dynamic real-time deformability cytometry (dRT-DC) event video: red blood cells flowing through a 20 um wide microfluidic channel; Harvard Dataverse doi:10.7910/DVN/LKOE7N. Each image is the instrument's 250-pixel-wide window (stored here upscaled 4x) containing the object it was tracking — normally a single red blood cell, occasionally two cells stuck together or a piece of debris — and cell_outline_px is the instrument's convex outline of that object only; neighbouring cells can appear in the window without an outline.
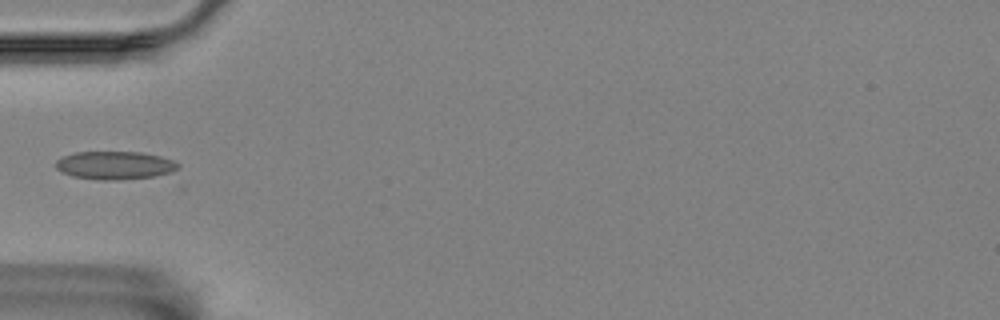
{"species": "Egyptian fruit bat (a non-hibernating species)", "species_latin": "Rousettus aegyptiacus", "temperature_condition": "room temperature", "stored_images_in_passage": 7, "camera_frame_rate_fps": 3000, "um_per_image_px": 0.085, "animal": {"sex": "female"}, "frame": {"image": 1, "passage_image": 1, "time_ms": 0.0, "image_size_px": [1000, 320], "cell_outline_px": [[180, 168], [176, 172], [152, 176], [116, 180], [100, 180], [72, 176], [60, 172], [56, 168], [56, 160], [64, 156], [76, 152], [140, 152], [160, 156], [172, 160], [180, 164]], "centroid_in_image_um": [9.78, 14.05], "position_along_channel_um": 75.2, "area_um2": 20.11}}
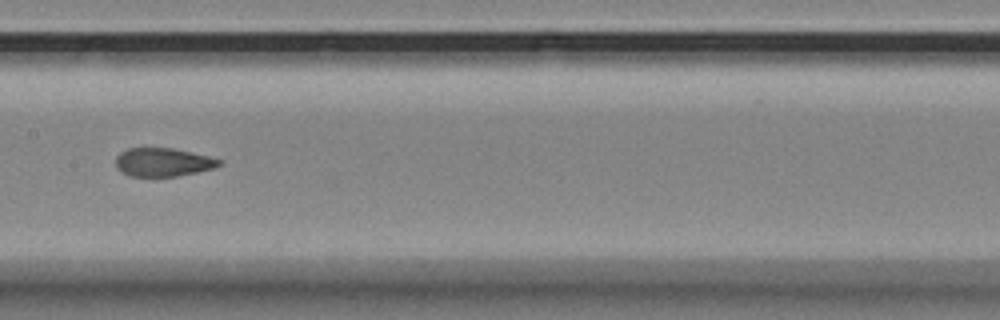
{"frame": {"image": 2, "passage_image": 4, "time_ms": 3.333, "image_size_px": [1000, 320], "cell_outline_px": [[224, 160], [220, 164], [212, 168], [196, 172], [176, 176], [132, 176], [124, 172], [116, 164], [116, 156], [120, 152], [128, 148], [172, 148], [208, 156]], "centroid_in_image_um": [13.87, 13.77], "position_along_channel_um": 193.5, "area_um2": 16.82}}
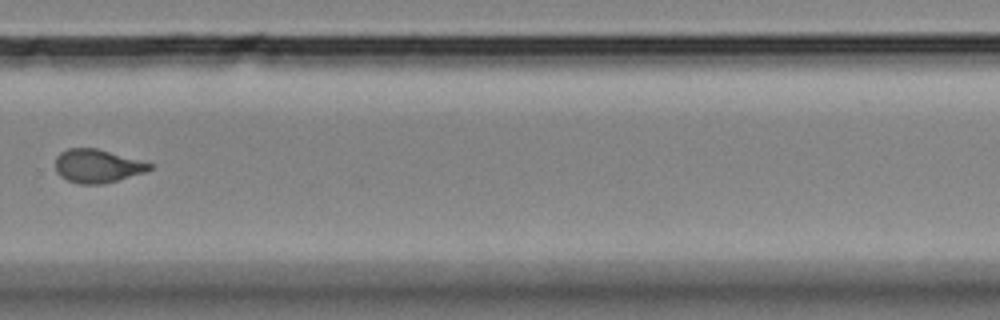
{"frame": {"image": 3, "passage_image": 7, "time_ms": 7.0, "image_size_px": [1000, 320], "cell_outline_px": [[152, 168], [144, 172], [116, 180], [100, 184], [80, 184], [68, 180], [60, 176], [56, 172], [56, 156], [60, 152], [68, 148], [96, 148], [152, 164]], "centroid_in_image_um": [8.21, 14.1], "position_along_channel_um": 321.6, "area_um2": 17.98}}